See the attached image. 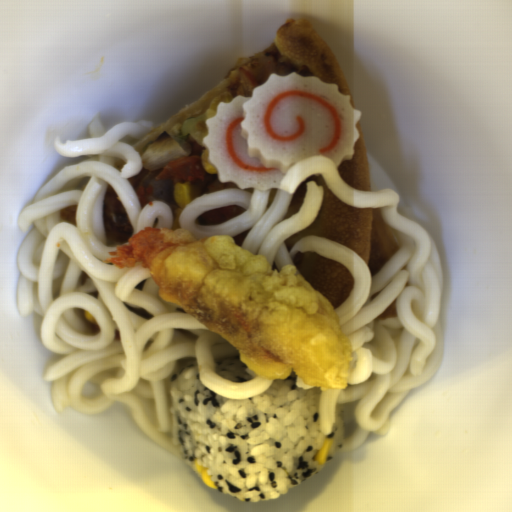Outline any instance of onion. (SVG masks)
<instances>
[{"mask_svg": "<svg viewBox=\"0 0 512 512\" xmlns=\"http://www.w3.org/2000/svg\"><path fill=\"white\" fill-rule=\"evenodd\" d=\"M164 168L165 166L158 170H151L141 179L138 187L145 189L146 195L154 197L157 201L165 202L175 211L181 208L175 197L177 181L172 179H155Z\"/></svg>", "mask_w": 512, "mask_h": 512, "instance_id": "obj_1", "label": "onion"}]
</instances>
